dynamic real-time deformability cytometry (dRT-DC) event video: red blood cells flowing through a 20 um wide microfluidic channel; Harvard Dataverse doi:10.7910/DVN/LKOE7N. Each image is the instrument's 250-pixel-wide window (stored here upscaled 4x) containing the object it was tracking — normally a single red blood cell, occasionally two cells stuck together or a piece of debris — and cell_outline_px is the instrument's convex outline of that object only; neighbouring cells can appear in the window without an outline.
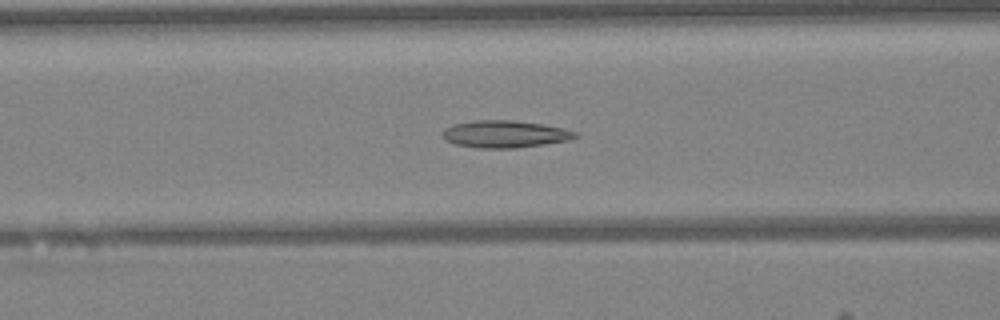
{"species": "Egyptian fruit bat (a non-hibernating species)", "species_latin": "Rousettus aegyptiacus", "temperature_condition": "warm", "stored_images_in_passage": 19, "camera_frame_rate_fps": 3000, "um_per_image_px": 0.085, "animal": {"sex": "female"}, "frame": {"image": 1, "passage_image": 19, "time_ms": 6.0, "image_size_px": [1000, 320], "cell_outline_px": [[580, 136], [568, 140], [544, 144], [516, 148], [476, 148], [456, 144], [444, 140], [444, 128], [452, 124], [476, 120], [512, 120], [540, 124], [564, 128], [580, 132]], "centroid_in_image_um": [42.94, 11.4], "position_along_channel_um": 123.7, "area_um2": 21.1}}